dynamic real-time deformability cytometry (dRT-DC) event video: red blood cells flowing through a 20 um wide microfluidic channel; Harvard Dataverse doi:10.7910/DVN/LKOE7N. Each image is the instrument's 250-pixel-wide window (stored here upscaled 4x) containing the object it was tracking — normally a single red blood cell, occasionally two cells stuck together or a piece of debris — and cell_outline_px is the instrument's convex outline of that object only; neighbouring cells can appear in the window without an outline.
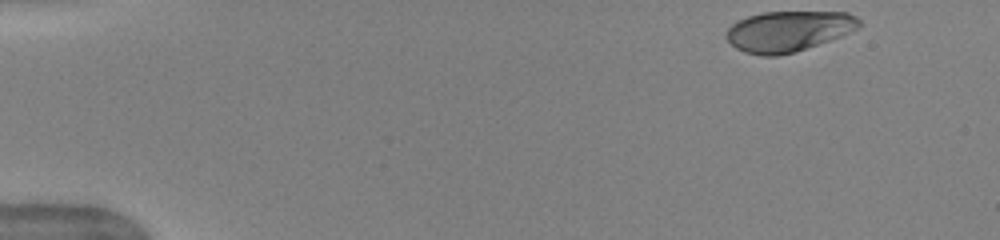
{"species": "human", "species_latin": "Homo sapiens", "temperature_condition": "warm", "stored_images_in_passage": 47, "camera_frame_rate_fps": 3000, "um_per_image_px": 0.085, "donor": {"sex": "female"}, "frame": {"image": 1, "passage_image": 1, "time_ms": 0.0, "image_size_px": [1000, 240], "cell_outline_px": [[860, 28], [840, 36], [792, 52], [776, 56], [760, 56], [744, 52], [736, 48], [724, 36], [724, 32], [736, 20], [748, 16], [764, 12], [848, 12], [856, 16], [860, 20]], "centroid_in_image_um": [66.98, 2.64], "position_along_channel_um": 18.0, "area_um2": 31.33}}
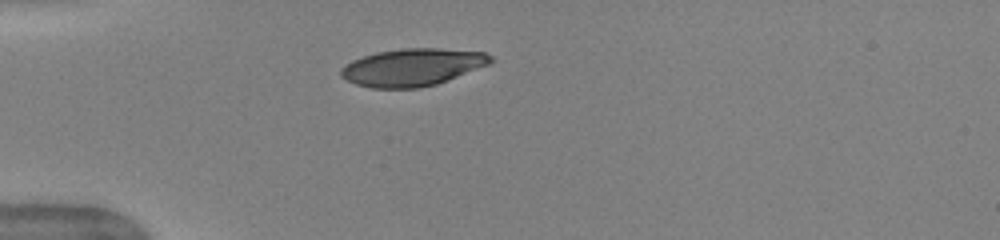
{"frame": {"image": 2, "passage_image": 11, "time_ms": 3.333, "image_size_px": [1000, 240], "cell_outline_px": [[496, 60], [488, 64], [448, 80], [436, 84], [416, 88], [372, 88], [356, 84], [340, 76], [340, 68], [352, 60], [376, 52], [404, 48], [440, 48], [484, 52], [492, 56]], "centroid_in_image_um": [35.05, 5.71], "position_along_channel_um": 49.9, "area_um2": 32.54}}
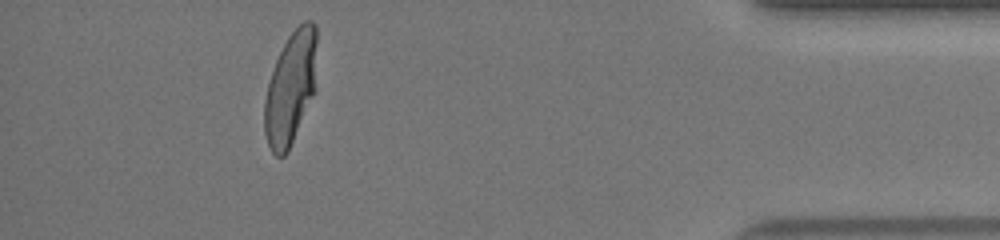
{"frame": {"image": 3, "passage_image": 43, "time_ms": 14.0, "image_size_px": [1000, 240], "cell_outline_px": [[316, 92], [288, 152], [284, 156], [276, 156], [272, 152], [268, 144], [264, 132], [264, 100], [268, 84], [276, 60], [288, 36], [304, 20], [312, 20], [316, 24]], "centroid_in_image_um": [24.72, 7.5], "position_along_channel_um": 410.5, "area_um2": 34.85}, "authors_computed_cell_mechanics": {"area_um2": 34.1598, "velocity_mm_per_s": 3.9725, "shape_relaxation_time_tau1_ms": 3.5099, "shape_relaxation_time_tau2_ms": null, "deformation_change_tau1": 0.1981, "deformation_change_tau2": null}}